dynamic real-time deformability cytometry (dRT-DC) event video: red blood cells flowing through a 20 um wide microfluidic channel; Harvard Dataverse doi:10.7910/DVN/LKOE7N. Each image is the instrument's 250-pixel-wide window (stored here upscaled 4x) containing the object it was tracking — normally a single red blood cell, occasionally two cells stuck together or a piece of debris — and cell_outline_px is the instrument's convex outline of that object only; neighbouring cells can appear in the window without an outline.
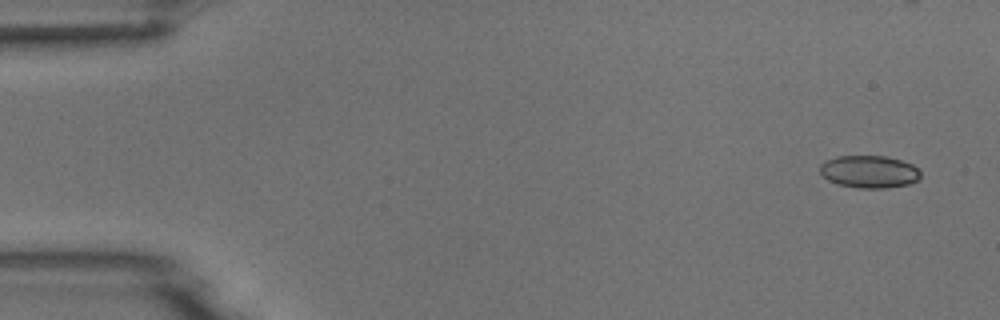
{"species": "common noctule bat (a hibernating species)", "species_latin": "Nyctalus noctula", "temperature_condition": "room temperature", "stored_images_in_passage": 4, "camera_frame_rate_fps": 3000, "um_per_image_px": 0.085, "animal": {"sex": "male", "body_mass_g": 18.8}, "frame": {"image": 1, "passage_image": 1, "time_ms": 0.0, "image_size_px": [1000, 320], "cell_outline_px": [[920, 176], [916, 180], [908, 184], [884, 188], [860, 188], [840, 184], [828, 180], [820, 172], [820, 164], [824, 160], [836, 156], [888, 156], [912, 164], [920, 172]], "centroid_in_image_um": [73.85, 14.58], "position_along_channel_um": 11.1, "area_um2": 18.9}}
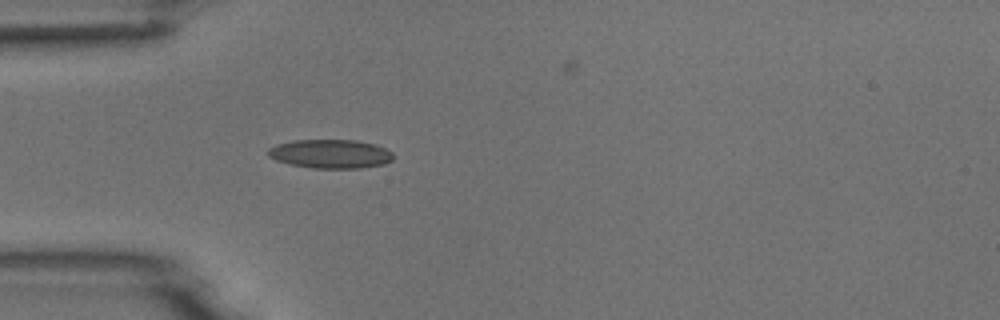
{"frame": {"image": 2, "passage_image": 4, "time_ms": 4.333, "image_size_px": [1000, 320], "cell_outline_px": [[392, 160], [384, 164], [360, 168], [312, 168], [292, 164], [276, 160], [268, 156], [268, 148], [276, 144], [296, 140], [356, 140], [376, 144], [392, 152]], "centroid_in_image_um": [28.09, 13.07], "position_along_channel_um": 56.9, "area_um2": 20.98}}